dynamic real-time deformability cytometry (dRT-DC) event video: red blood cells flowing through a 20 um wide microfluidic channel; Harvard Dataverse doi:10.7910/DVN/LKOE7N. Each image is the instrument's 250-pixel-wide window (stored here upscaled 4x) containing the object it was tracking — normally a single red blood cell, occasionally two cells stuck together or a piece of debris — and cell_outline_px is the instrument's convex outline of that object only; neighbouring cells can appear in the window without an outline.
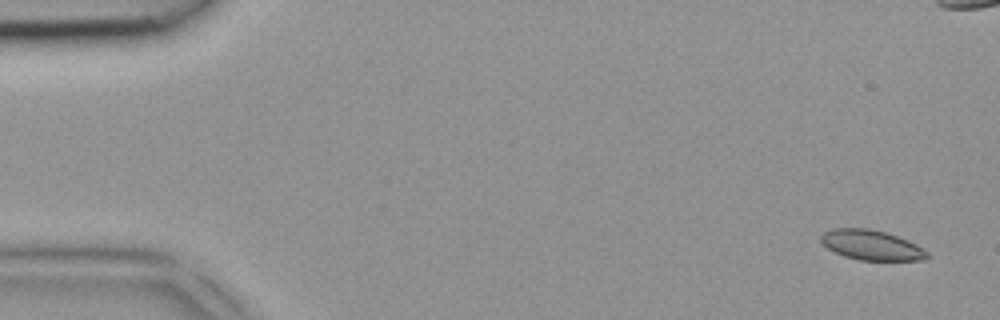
{"species": "common noctule bat (a hibernating species)", "species_latin": "Nyctalus noctula", "temperature_condition": "room temperature", "stored_images_in_passage": 4, "camera_frame_rate_fps": 3000, "um_per_image_px": 0.085, "animal": {"sex": "female", "body_mass_g": 18.4}, "frame": {"image": 1, "passage_image": 1, "time_ms": 0.0, "image_size_px": [1000, 320], "cell_outline_px": [[928, 256], [924, 260], [860, 260], [844, 256], [828, 248], [820, 240], [820, 236], [824, 232], [832, 228], [868, 228], [884, 232], [908, 240], [916, 244], [928, 252]], "centroid_in_image_um": [74.06, 20.83], "position_along_channel_um": 10.9, "area_um2": 18.38}}
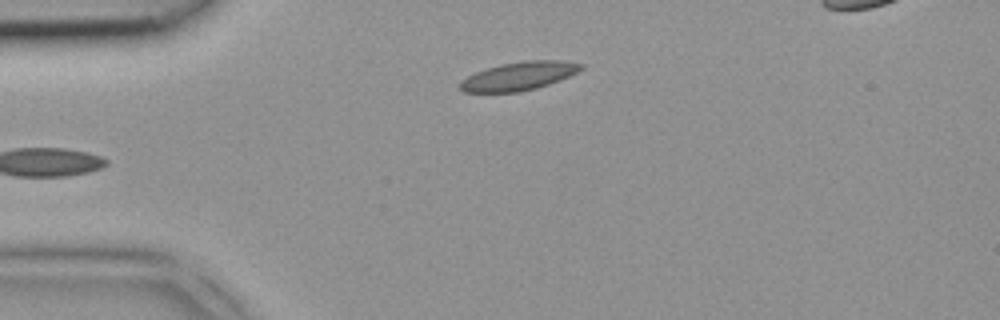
{"frame": {"image": 2, "passage_image": 4, "time_ms": 1.0, "image_size_px": [1000, 320], "cell_outline_px": [[584, 68], [560, 80], [536, 88], [520, 92], [464, 92], [460, 88], [460, 80], [476, 72], [500, 64], [524, 60], [560, 60], [584, 64]], "centroid_in_image_um": [44.11, 6.46], "position_along_channel_um": 40.9, "area_um2": 19.94}}